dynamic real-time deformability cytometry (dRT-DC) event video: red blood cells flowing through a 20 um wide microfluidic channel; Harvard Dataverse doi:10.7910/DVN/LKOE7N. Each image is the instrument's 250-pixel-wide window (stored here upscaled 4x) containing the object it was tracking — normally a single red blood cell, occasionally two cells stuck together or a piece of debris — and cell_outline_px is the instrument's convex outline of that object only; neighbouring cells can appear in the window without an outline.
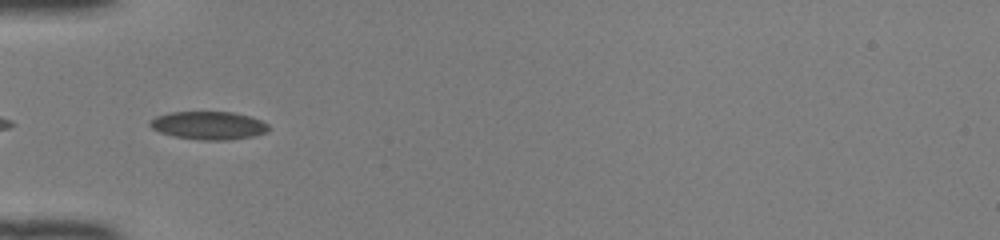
{"species": "common noctule bat (a hibernating species)", "species_latin": "Nyctalus noctula", "temperature_condition": "room temperature", "stored_images_in_passage": 35, "camera_frame_rate_fps": 3000, "um_per_image_px": 0.085, "animal": {"sex": "female", "body_mass_g": 22.0, "forearm_length_mm": 56.7}, "frame": {"image": 1, "passage_image": 2, "time_ms": 0.333, "image_size_px": [1000, 240], "cell_outline_px": [[268, 132], [252, 136], [228, 140], [200, 140], [172, 136], [160, 132], [152, 128], [148, 124], [148, 120], [156, 116], [172, 112], [232, 112], [248, 116], [260, 120], [268, 124]], "centroid_in_image_um": [17.69, 10.67], "position_along_channel_um": 67.3, "area_um2": 19.42}}
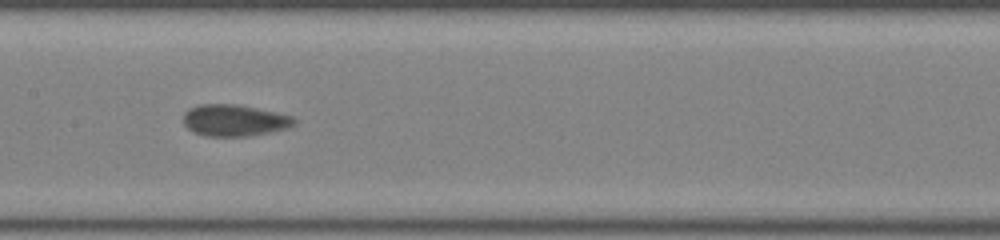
{"frame": {"image": 2, "passage_image": 11, "time_ms": 3.333, "image_size_px": [1000, 240], "cell_outline_px": [[296, 124], [288, 128], [248, 136], [204, 136], [188, 128], [184, 124], [184, 112], [188, 108], [200, 104], [236, 104], [256, 108], [292, 116], [296, 120]], "centroid_in_image_um": [19.91, 10.22], "position_along_channel_um": 187.5, "area_um2": 20.29}}
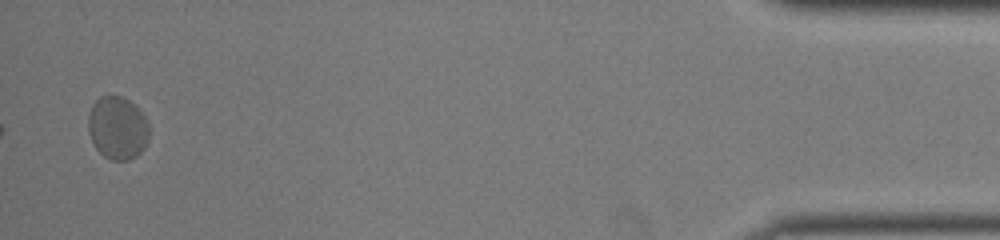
{"frame": {"image": 3, "passage_image": 34, "time_ms": 11.0, "image_size_px": [1000, 240], "cell_outline_px": [[148, 140], [144, 148], [136, 156], [128, 160], [112, 160], [104, 156], [96, 148], [88, 132], [88, 116], [92, 104], [100, 96], [120, 96], [128, 100], [140, 108], [148, 120]], "centroid_in_image_um": [10.0, 10.86], "position_along_channel_um": 425.2, "area_um2": 22.48}, "authors_computed_cell_mechanics": {"area_um2": 20.519, "velocity_mm_per_s": 4.0628, "shape_relaxation_time_tau1_ms": 4.1891, "shape_relaxation_time_tau2_ms": null, "deformation_change_tau1": 0.0813, "deformation_change_tau2": null}}